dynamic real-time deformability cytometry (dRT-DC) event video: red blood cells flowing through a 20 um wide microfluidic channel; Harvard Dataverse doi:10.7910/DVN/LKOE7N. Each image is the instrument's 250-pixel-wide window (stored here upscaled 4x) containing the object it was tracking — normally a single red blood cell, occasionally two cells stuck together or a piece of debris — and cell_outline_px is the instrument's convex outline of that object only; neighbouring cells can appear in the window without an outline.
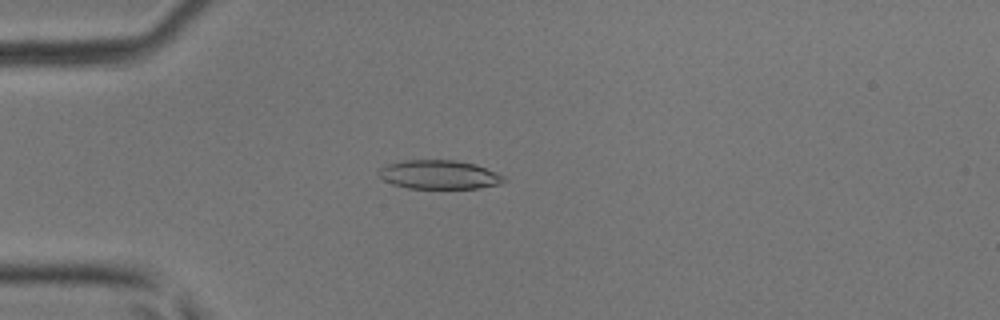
{"species": "common noctule bat (a hibernating species)", "species_latin": "Nyctalus noctula", "temperature_condition": "room temperature", "stored_images_in_passage": 46, "camera_frame_rate_fps": 3000, "um_per_image_px": 0.085, "animal": {"sex": "male", "body_mass_g": 17.9, "forearm_length_mm": 54.2}, "frame": {"image": 1, "passage_image": 13, "time_ms": 4.0, "image_size_px": [1000, 320], "cell_outline_px": [[508, 180], [500, 184], [480, 188], [408, 188], [392, 184], [376, 176], [376, 172], [380, 168], [388, 164], [404, 160], [456, 160], [476, 164], [496, 172], [504, 176]], "centroid_in_image_um": [37.32, 14.84], "position_along_channel_um": 47.7, "area_um2": 21.27}}
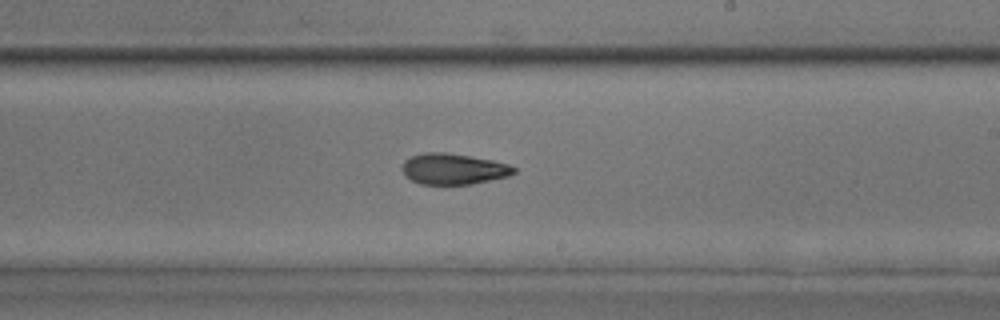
{"frame": {"image": 2, "passage_image": 28, "time_ms": 9.0, "image_size_px": [1000, 320], "cell_outline_px": [[516, 172], [508, 176], [472, 184], [420, 184], [404, 176], [400, 168], [404, 160], [412, 156], [424, 152], [444, 152], [492, 160], [508, 164], [516, 168]], "centroid_in_image_um": [38.5, 14.36], "position_along_channel_um": 250.5, "area_um2": 20.17}}
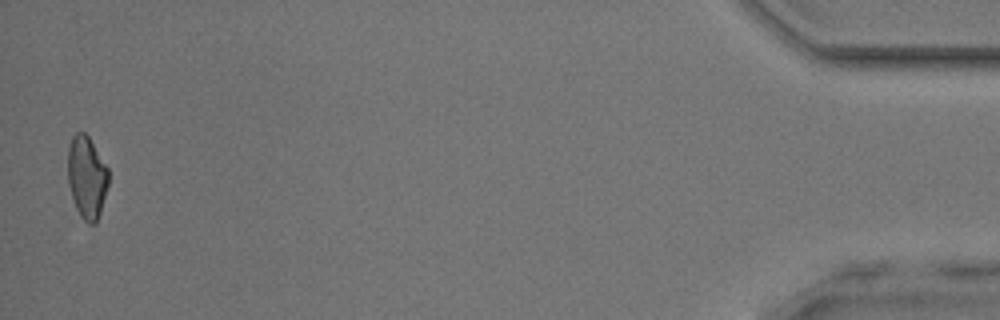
{"frame": {"image": 3, "passage_image": 46, "time_ms": 15.0, "image_size_px": [1000, 320], "cell_outline_px": [[108, 184], [100, 212], [96, 224], [88, 224], [80, 216], [76, 208], [68, 184], [68, 148], [72, 136], [76, 132], [84, 132], [88, 136], [108, 168]], "centroid_in_image_um": [7.37, 15.07], "position_along_channel_um": 427.8, "area_um2": 19.42}}